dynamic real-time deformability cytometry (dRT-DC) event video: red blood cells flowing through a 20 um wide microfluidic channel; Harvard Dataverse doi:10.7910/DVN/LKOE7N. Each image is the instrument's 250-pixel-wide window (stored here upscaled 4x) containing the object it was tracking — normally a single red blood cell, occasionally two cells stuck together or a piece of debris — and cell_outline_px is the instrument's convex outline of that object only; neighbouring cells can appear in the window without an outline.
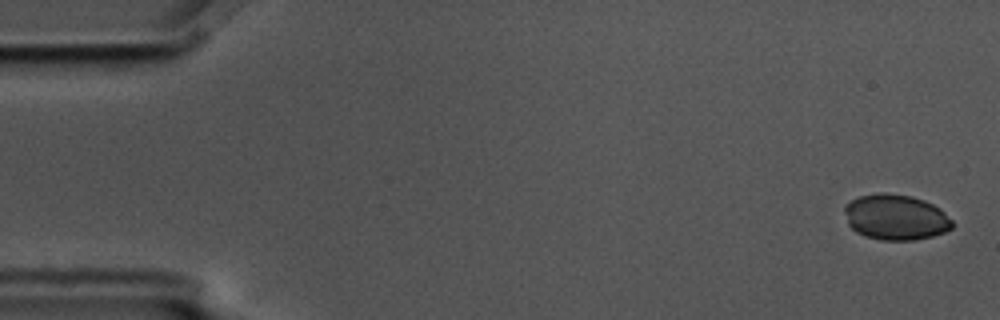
{"species": "common noctule bat (a hibernating species)", "species_latin": "Nyctalus noctula", "temperature_condition": "cold", "stored_images_in_passage": 5, "camera_frame_rate_fps": 3000, "um_per_image_px": 0.085, "animal": {"sex": "male", "body_mass_g": 17.5, "forearm_length_mm": 52.3}, "frame": {"image": 1, "passage_image": 1, "time_ms": 0.0, "image_size_px": [1000, 320], "cell_outline_px": [[952, 228], [944, 232], [932, 236], [912, 240], [880, 240], [864, 236], [856, 232], [848, 224], [844, 212], [844, 204], [860, 196], [880, 192], [884, 192], [912, 196], [924, 200], [940, 208], [952, 220]], "centroid_in_image_um": [76.11, 18.46], "position_along_channel_um": 8.9, "area_um2": 28.73}}
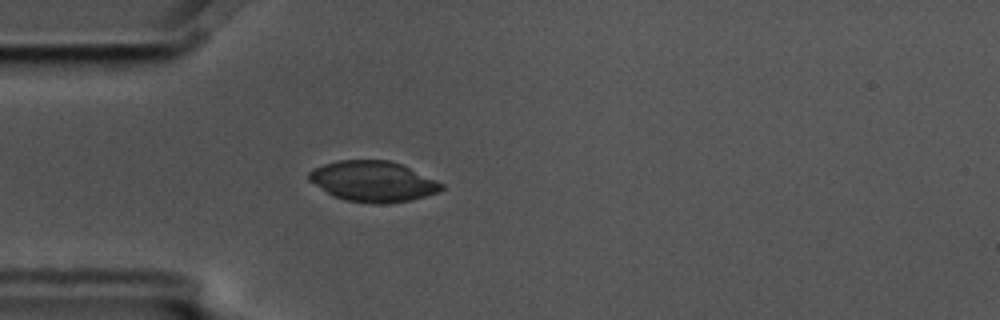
{"frame": {"image": 2, "passage_image": 5, "time_ms": 1.333, "image_size_px": [1000, 320], "cell_outline_px": [[444, 188], [440, 192], [408, 200], [388, 204], [372, 204], [344, 200], [332, 196], [308, 180], [308, 172], [312, 168], [336, 160], [388, 160], [400, 164], [436, 180], [444, 184]], "centroid_in_image_um": [31.67, 15.42], "position_along_channel_um": 53.3, "area_um2": 31.44}}